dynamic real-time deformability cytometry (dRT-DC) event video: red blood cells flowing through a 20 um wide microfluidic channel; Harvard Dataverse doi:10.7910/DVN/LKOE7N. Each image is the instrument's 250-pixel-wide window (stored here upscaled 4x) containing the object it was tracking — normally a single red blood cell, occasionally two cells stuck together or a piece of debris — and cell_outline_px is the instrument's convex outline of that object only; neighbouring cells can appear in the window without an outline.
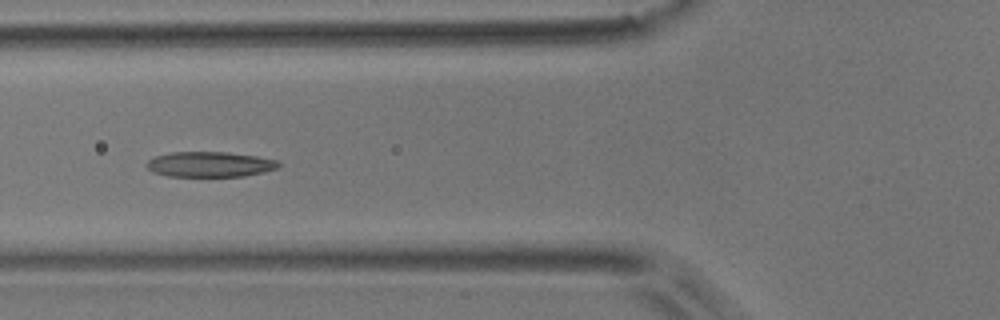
{"species": "common noctule bat (a hibernating species)", "species_latin": "Nyctalus noctula", "temperature_condition": "room temperature", "stored_images_in_passage": 7, "camera_frame_rate_fps": 3000, "um_per_image_px": 0.085, "animal": {"sex": "male", "body_mass_g": 17.9}, "frame": {"image": 1, "passage_image": 5, "time_ms": 1.333, "image_size_px": [1000, 320], "cell_outline_px": [[280, 164], [276, 168], [264, 172], [244, 176], [168, 176], [152, 172], [144, 164], [148, 160], [156, 156], [172, 152], [228, 152], [256, 156], [280, 160]], "centroid_in_image_um": [17.84, 13.96], "position_along_channel_um": 108.0, "area_um2": 19.48}}
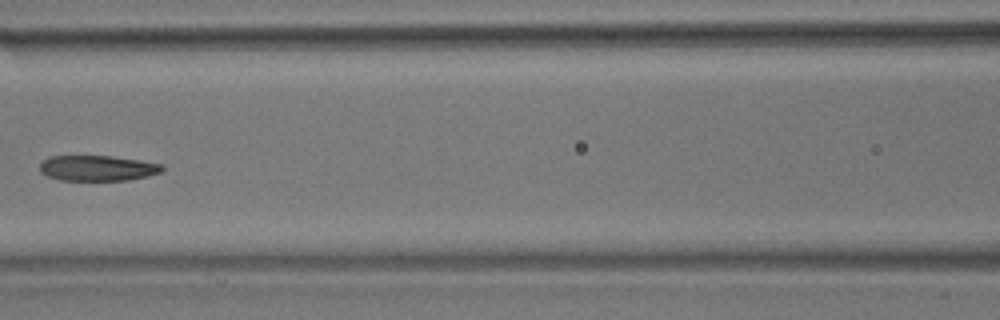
{"frame": {"image": 2, "passage_image": 6, "time_ms": 1.667, "image_size_px": [1000, 320], "cell_outline_px": [[164, 168], [160, 172], [148, 176], [128, 180], [60, 180], [48, 176], [40, 172], [40, 164], [48, 156], [112, 156], [140, 160], [164, 164]], "centroid_in_image_um": [8.3, 14.29], "position_along_channel_um": 158.3, "area_um2": 18.21}}
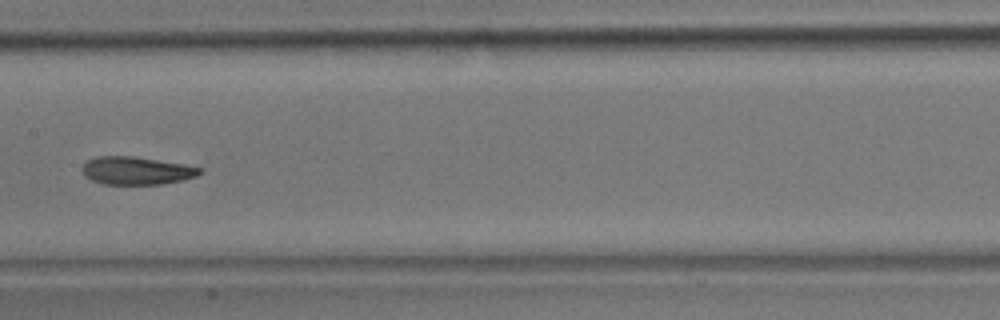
{"frame": {"image": 3, "passage_image": 7, "time_ms": 2.0, "image_size_px": [1000, 320], "cell_outline_px": [[204, 168], [196, 176], [180, 180], [160, 184], [104, 184], [92, 180], [84, 176], [80, 168], [88, 160], [96, 156], [132, 156], [184, 164]], "centroid_in_image_um": [11.56, 14.5], "position_along_channel_um": 195.8, "area_um2": 19.02}}